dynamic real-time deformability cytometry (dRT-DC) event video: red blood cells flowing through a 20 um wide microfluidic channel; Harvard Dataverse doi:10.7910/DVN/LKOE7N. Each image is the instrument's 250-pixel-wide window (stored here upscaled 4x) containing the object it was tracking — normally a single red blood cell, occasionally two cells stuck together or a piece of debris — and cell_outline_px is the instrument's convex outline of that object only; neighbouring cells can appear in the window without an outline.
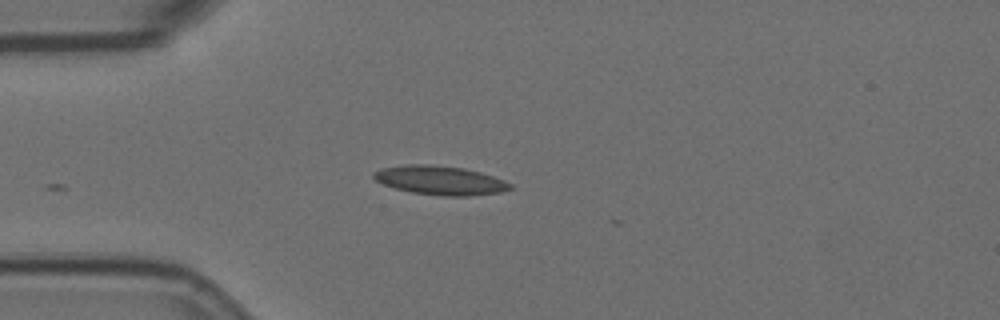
{"species": "Egyptian fruit bat (a non-hibernating species)", "species_latin": "Rousettus aegyptiacus", "temperature_condition": "room temperature", "stored_images_in_passage": 3, "camera_frame_rate_fps": 3000, "um_per_image_px": 0.085, "animal": {"sex": "female"}, "frame": {"image": 1, "passage_image": 3, "time_ms": 0.667, "image_size_px": [1000, 320], "cell_outline_px": [[512, 188], [500, 192], [468, 196], [444, 196], [412, 192], [396, 188], [384, 184], [376, 180], [372, 176], [372, 172], [380, 168], [404, 164], [432, 164], [464, 168], [480, 172], [504, 180], [512, 184]], "centroid_in_image_um": [37.39, 15.31], "position_along_channel_um": 47.6, "area_um2": 23.06}}